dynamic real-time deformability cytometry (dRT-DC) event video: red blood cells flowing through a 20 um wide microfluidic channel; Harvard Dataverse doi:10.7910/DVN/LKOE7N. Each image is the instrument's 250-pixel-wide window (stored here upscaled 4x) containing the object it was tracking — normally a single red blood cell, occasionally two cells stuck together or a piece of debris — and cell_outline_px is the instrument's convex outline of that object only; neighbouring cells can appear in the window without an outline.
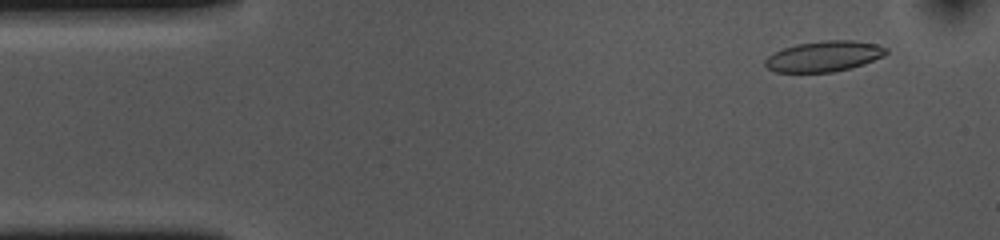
{"species": "common noctule bat (a hibernating species)", "species_latin": "Nyctalus noctula", "temperature_condition": "cold", "stored_images_in_passage": 53, "camera_frame_rate_fps": 3000, "um_per_image_px": 0.085, "animal": {"sex": "female", "body_mass_g": 10.0, "forearm_length_mm": 53.1}, "frame": {"image": 1, "passage_image": 4, "time_ms": 1.0, "image_size_px": [1000, 240], "cell_outline_px": [[888, 52], [884, 56], [864, 64], [852, 68], [832, 72], [776, 72], [768, 68], [764, 64], [764, 60], [768, 56], [784, 48], [796, 44], [824, 40], [852, 40], [876, 44], [888, 48]], "centroid_in_image_um": [70.06, 4.78], "position_along_channel_um": 14.9, "area_um2": 21.62}}
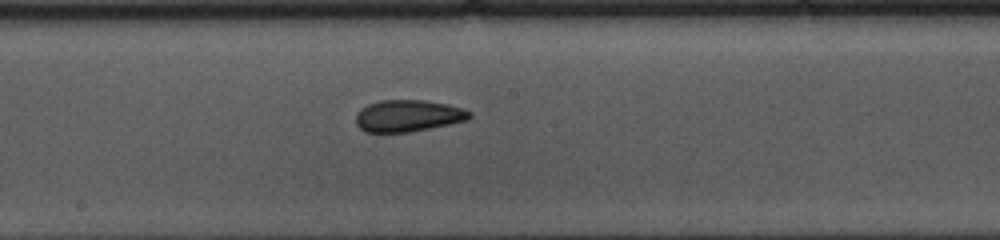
{"frame": {"image": 2, "passage_image": 27, "time_ms": 8.667, "image_size_px": [1000, 240], "cell_outline_px": [[472, 116], [468, 120], [408, 132], [364, 132], [356, 124], [356, 112], [360, 108], [368, 104], [380, 100], [424, 100], [448, 104], [464, 108], [472, 112]], "centroid_in_image_um": [34.68, 9.83], "position_along_channel_um": 213.5, "area_um2": 21.15}}
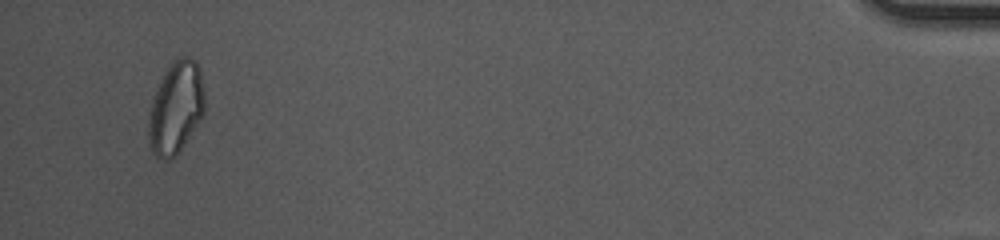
{"frame": {"image": 3, "passage_image": 51, "time_ms": 16.667, "image_size_px": [1000, 240], "cell_outline_px": [[204, 112], [200, 120], [176, 156], [172, 160], [164, 160], [156, 156], [152, 152], [148, 136], [148, 120], [152, 100], [160, 80], [164, 72], [172, 60], [180, 56], [188, 56], [196, 60], [200, 68], [204, 92]], "centroid_in_image_um": [14.95, 9.14], "position_along_channel_um": 420.3, "area_um2": 30.35}, "authors_computed_cell_mechanics": {"area_um2": 21.7906, "velocity_mm_per_s": 3.6442, "shape_relaxation_time_tau1_ms": 10.4516, "shape_relaxation_time_tau2_ms": 2.8083, "deformation_change_tau1": 0.1825, "deformation_change_tau2": 0.0992}}